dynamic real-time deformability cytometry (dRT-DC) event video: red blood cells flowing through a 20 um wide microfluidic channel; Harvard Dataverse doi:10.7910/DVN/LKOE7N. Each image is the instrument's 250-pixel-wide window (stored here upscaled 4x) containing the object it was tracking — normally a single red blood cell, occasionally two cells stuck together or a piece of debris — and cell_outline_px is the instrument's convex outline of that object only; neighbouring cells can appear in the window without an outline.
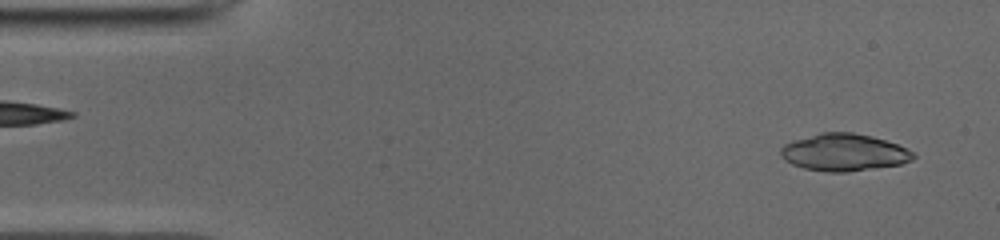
{"species": "common noctule bat (a hibernating species)", "species_latin": "Nyctalus noctula", "temperature_condition": "cold", "stored_images_in_passage": 48, "camera_frame_rate_fps": 3000, "um_per_image_px": 0.085, "animal": {"sex": "male", "body_mass_g": 19.0, "forearm_length_mm": 50.8}, "frame": {"image": 1, "passage_image": 2, "time_ms": 0.333, "image_size_px": [1000, 240], "cell_outline_px": [[916, 156], [912, 160], [900, 164], [848, 172], [828, 172], [804, 168], [792, 164], [784, 160], [780, 156], [780, 148], [784, 144], [796, 140], [824, 132], [852, 132], [872, 136], [908, 148]], "centroid_in_image_um": [71.74, 12.96], "position_along_channel_um": 13.3, "area_um2": 28.55}}
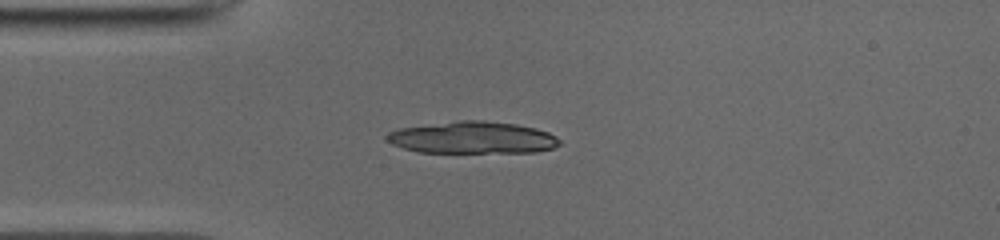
{"frame": {"image": 2, "passage_image": 11, "time_ms": 3.333, "image_size_px": [1000, 240], "cell_outline_px": [[560, 144], [552, 148], [536, 152], [420, 152], [404, 148], [392, 144], [384, 140], [384, 136], [388, 132], [400, 128], [460, 120], [484, 120], [516, 124], [536, 128], [548, 132], [556, 136], [560, 140]], "centroid_in_image_um": [40.16, 11.69], "position_along_channel_um": 44.8, "area_um2": 32.25}}